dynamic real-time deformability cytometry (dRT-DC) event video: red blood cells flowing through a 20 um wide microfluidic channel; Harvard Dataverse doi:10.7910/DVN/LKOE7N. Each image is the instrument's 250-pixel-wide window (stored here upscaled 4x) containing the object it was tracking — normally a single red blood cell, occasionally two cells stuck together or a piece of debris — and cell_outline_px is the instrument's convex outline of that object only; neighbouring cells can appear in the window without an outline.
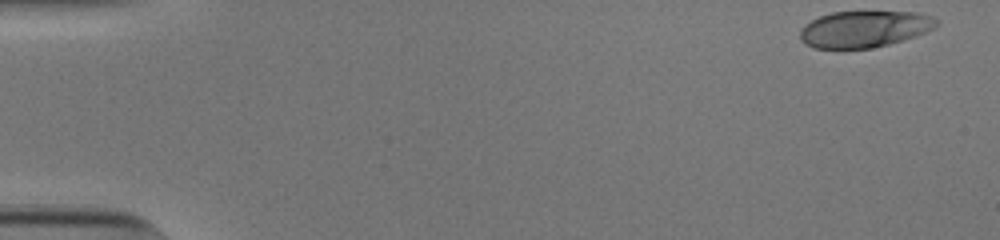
{"species": "human", "species_latin": "Homo sapiens", "temperature_condition": "cold", "stored_images_in_passage": 44, "camera_frame_rate_fps": 3000, "um_per_image_px": 0.085, "donor": {"sex": "male"}, "frame": {"image": 1, "passage_image": 1, "time_ms": 0.0, "image_size_px": [1000, 240], "cell_outline_px": [[936, 24], [932, 28], [924, 32], [888, 44], [868, 48], [816, 48], [804, 44], [800, 40], [800, 28], [804, 24], [820, 16], [832, 12], [916, 12], [932, 16], [936, 20]], "centroid_in_image_um": [73.39, 2.46], "position_along_channel_um": 11.6, "area_um2": 28.55}}
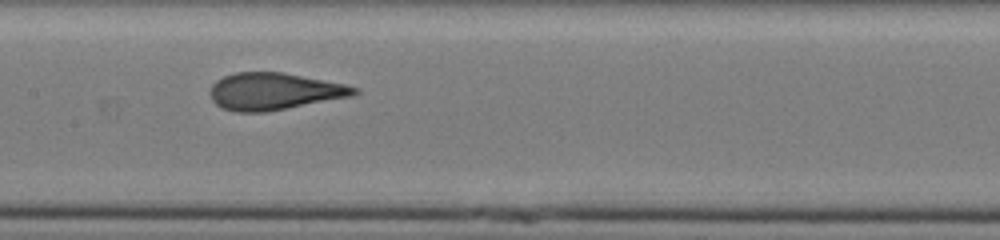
{"frame": {"image": 2, "passage_image": 26, "time_ms": 8.333, "image_size_px": [1000, 240], "cell_outline_px": [[360, 92], [352, 96], [264, 112], [236, 112], [220, 108], [212, 100], [212, 84], [216, 80], [224, 76], [236, 72], [284, 72], [344, 84], [360, 88]], "centroid_in_image_um": [23.31, 7.76], "position_along_channel_um": 184.1, "area_um2": 30.92}}
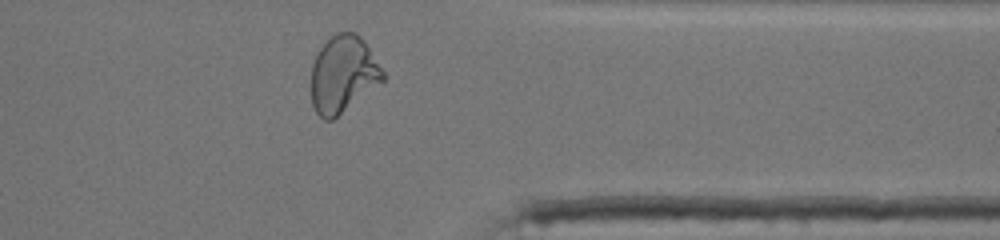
{"frame": {"image": 3, "passage_image": 42, "time_ms": 13.667, "image_size_px": [1000, 240], "cell_outline_px": [[384, 80], [332, 120], [324, 120], [316, 112], [312, 104], [312, 64], [316, 52], [336, 32], [356, 32], [364, 40], [384, 72]], "centroid_in_image_um": [29.15, 6.3], "position_along_channel_um": 382.2, "area_um2": 31.79}, "authors_computed_cell_mechanics": {"area_um2": 30.8941, "velocity_mm_per_s": 3.8516, "shape_relaxation_time_tau1_ms": 6.9889, "shape_relaxation_time_tau2_ms": null, "deformation_change_tau1": 0.2357, "deformation_change_tau2": null}}